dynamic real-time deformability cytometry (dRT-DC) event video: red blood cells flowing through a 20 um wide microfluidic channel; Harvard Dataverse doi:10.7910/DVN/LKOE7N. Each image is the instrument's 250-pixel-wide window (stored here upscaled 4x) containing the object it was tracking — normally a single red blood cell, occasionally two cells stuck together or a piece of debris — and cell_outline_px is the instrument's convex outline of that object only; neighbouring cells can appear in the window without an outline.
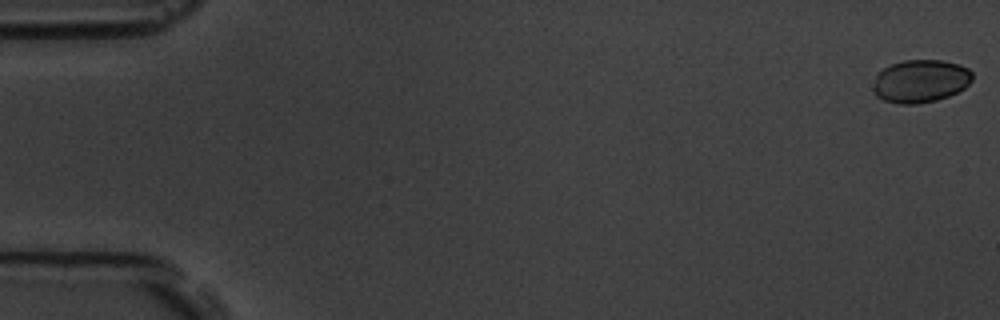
{"species": "common noctule bat (a hibernating species)", "species_latin": "Nyctalus noctula", "temperature_condition": "room temperature", "stored_images_in_passage": 56, "camera_frame_rate_fps": 3000, "um_per_image_px": 0.085, "animal": {"sex": "male", "body_mass_g": 19.5, "forearm_length_mm": 54.6}, "frame": {"image": 1, "passage_image": 1, "time_ms": 0.0, "image_size_px": [1000, 320], "cell_outline_px": [[972, 80], [964, 88], [948, 96], [936, 100], [916, 104], [900, 104], [884, 100], [876, 96], [872, 92], [872, 88], [876, 76], [884, 68], [892, 64], [904, 60], [940, 60], [960, 64], [968, 68], [972, 72]], "centroid_in_image_um": [78.23, 6.89], "position_along_channel_um": 6.8, "area_um2": 24.8}}
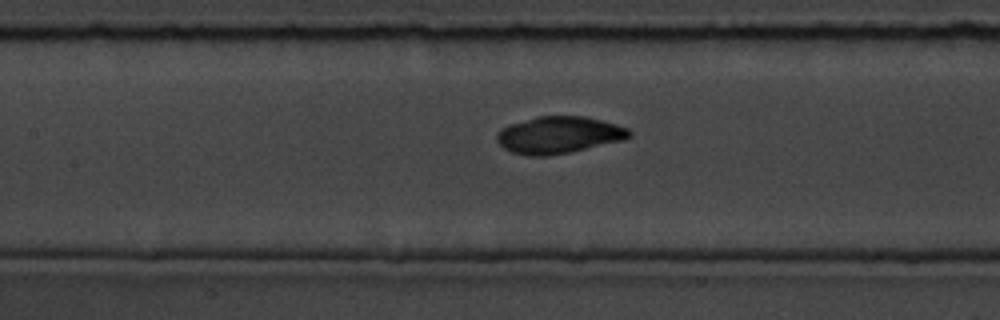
{"frame": {"image": 2, "passage_image": 26, "time_ms": 8.333, "image_size_px": [1000, 320], "cell_outline_px": [[632, 136], [624, 140], [568, 152], [544, 156], [528, 156], [512, 152], [504, 148], [496, 140], [496, 132], [500, 128], [508, 124], [536, 116], [584, 116], [616, 124], [628, 128], [632, 132]], "centroid_in_image_um": [47.47, 11.46], "position_along_channel_um": 159.9, "area_um2": 28.61}}
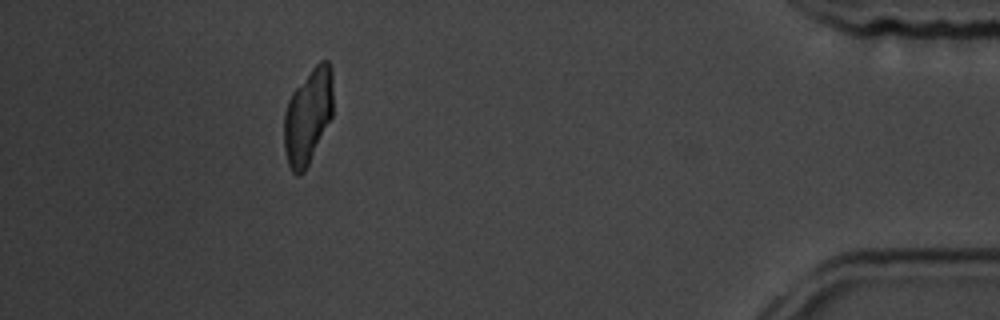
{"frame": {"image": 3, "passage_image": 51, "time_ms": 16.667, "image_size_px": [1000, 320], "cell_outline_px": [[332, 116], [304, 172], [300, 176], [296, 176], [292, 172], [288, 164], [284, 148], [284, 112], [288, 100], [292, 92], [312, 68], [320, 60], [328, 60], [332, 68]], "centroid_in_image_um": [26.16, 9.88], "position_along_channel_um": 409.0, "area_um2": 27.22}, "authors_computed_cell_mechanics": {"area_um2": 28.1486, "velocity_mm_per_s": 3.6571, "shape_relaxation_time_tau1_ms": 3.5103, "shape_relaxation_time_tau2_ms": 1.3783, "deformation_change_tau1": 0.0482, "deformation_change_tau2": 0.0432}}